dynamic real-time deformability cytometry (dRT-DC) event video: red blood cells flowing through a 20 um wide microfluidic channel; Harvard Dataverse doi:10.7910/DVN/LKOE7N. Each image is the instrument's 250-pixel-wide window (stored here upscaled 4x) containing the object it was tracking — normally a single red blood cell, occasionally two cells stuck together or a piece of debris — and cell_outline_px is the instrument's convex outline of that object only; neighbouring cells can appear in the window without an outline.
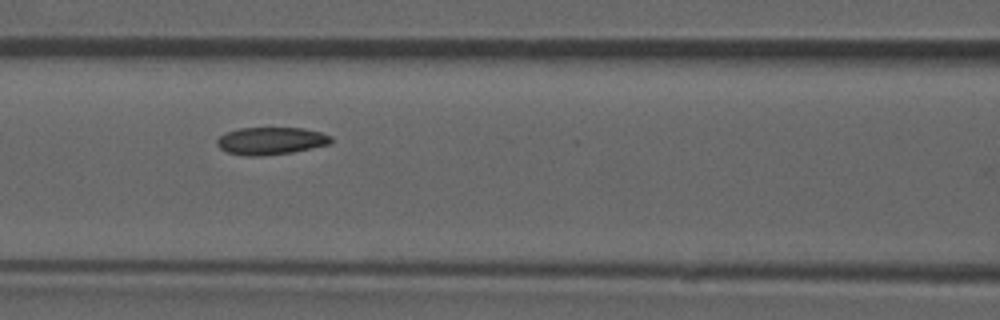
{"species": "common noctule bat (a hibernating species)", "species_latin": "Nyctalus noctula", "temperature_condition": "room temperature", "stored_images_in_passage": 38, "camera_frame_rate_fps": 3000, "um_per_image_px": 0.085, "animal": {"sex": "male", "forearm_length_mm": 52.5}, "frame": {"image": 1, "passage_image": 7, "time_ms": 2.0, "image_size_px": [1000, 320], "cell_outline_px": [[332, 144], [292, 152], [264, 156], [244, 156], [228, 152], [220, 148], [216, 144], [216, 140], [220, 136], [228, 132], [240, 128], [304, 128], [320, 132], [332, 136]], "centroid_in_image_um": [23.05, 11.98], "position_along_channel_um": 143.6, "area_um2": 18.32}}